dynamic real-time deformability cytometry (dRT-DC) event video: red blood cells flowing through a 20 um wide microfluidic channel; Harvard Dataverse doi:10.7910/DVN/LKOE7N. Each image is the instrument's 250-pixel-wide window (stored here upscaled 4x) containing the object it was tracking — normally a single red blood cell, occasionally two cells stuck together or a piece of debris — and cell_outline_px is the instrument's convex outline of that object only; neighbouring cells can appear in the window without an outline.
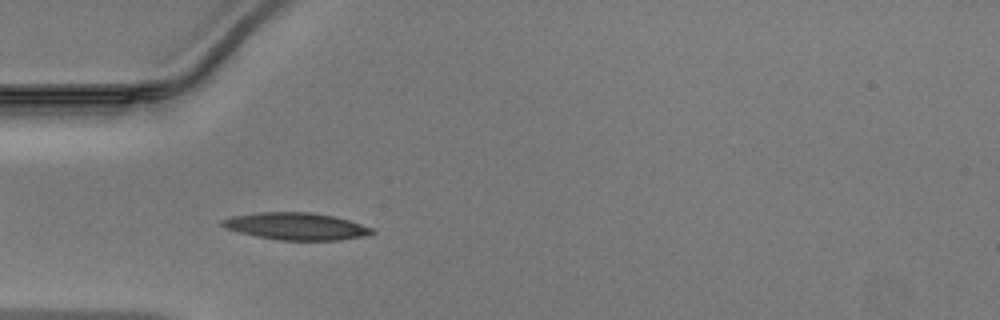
{"species": "Egyptian fruit bat (a non-hibernating species)", "species_latin": "Rousettus aegyptiacus", "temperature_condition": "warm", "stored_images_in_passage": 38, "camera_frame_rate_fps": 3000, "um_per_image_px": 0.085, "animal": {"sex": "male"}, "frame": {"image": 1, "passage_image": 5, "time_ms": 1.333, "image_size_px": [1000, 320], "cell_outline_px": [[376, 232], [364, 236], [340, 240], [280, 240], [256, 236], [224, 228], [220, 224], [220, 220], [232, 216], [260, 212], [312, 212], [332, 216], [348, 220], [372, 228]], "centroid_in_image_um": [25.14, 19.23], "position_along_channel_um": 59.9, "area_um2": 23.58}}
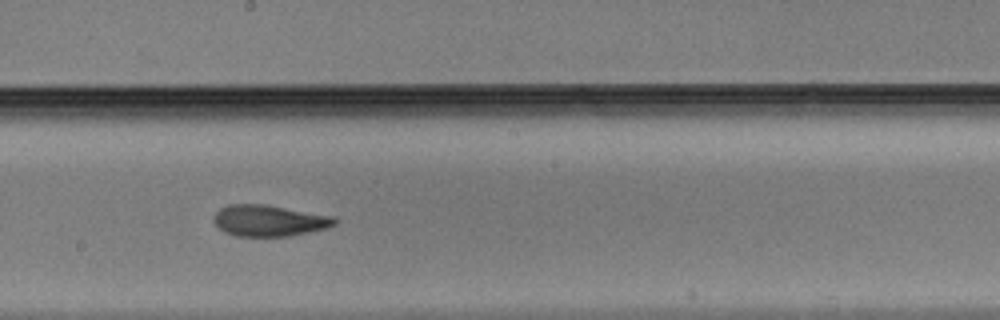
{"frame": {"image": 2, "passage_image": 17, "time_ms": 5.333, "image_size_px": [1000, 320], "cell_outline_px": [[336, 224], [328, 228], [288, 236], [236, 236], [224, 232], [212, 220], [212, 216], [220, 208], [228, 204], [264, 204], [336, 216]], "centroid_in_image_um": [22.87, 18.74], "position_along_channel_um": 225.3, "area_um2": 22.2}}
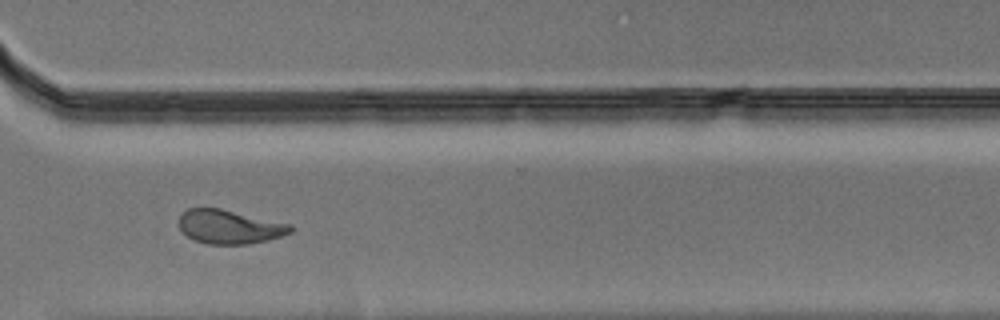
{"frame": {"image": 3, "passage_image": 26, "time_ms": 8.333, "image_size_px": [1000, 320], "cell_outline_px": [[296, 228], [292, 232], [268, 240], [248, 244], [208, 244], [196, 240], [188, 236], [180, 228], [180, 216], [188, 208], [220, 208], [292, 224]], "centroid_in_image_um": [19.57, 19.27], "position_along_channel_um": 351.0, "area_um2": 21.96}}